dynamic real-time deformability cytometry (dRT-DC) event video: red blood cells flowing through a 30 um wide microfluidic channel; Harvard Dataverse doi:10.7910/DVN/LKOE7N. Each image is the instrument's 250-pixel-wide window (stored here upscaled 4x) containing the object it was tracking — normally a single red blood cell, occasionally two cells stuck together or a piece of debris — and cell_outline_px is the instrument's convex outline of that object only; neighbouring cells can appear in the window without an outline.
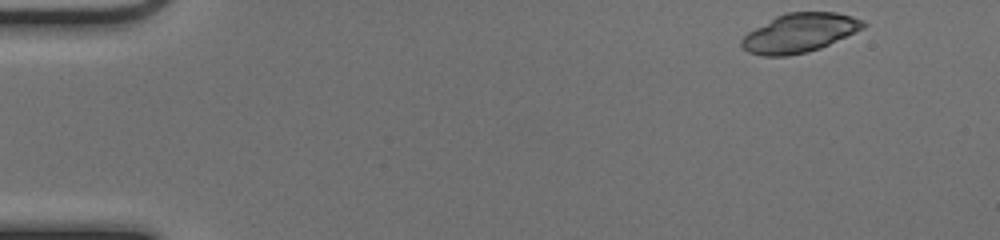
{"species": "common noctule bat (a hibernating species)", "species_latin": "Nyctalus noctula", "temperature_condition": "cold", "stored_images_in_passage": 47, "camera_frame_rate_fps": 3000, "um_per_image_px": 0.085, "animal": {"sex": "female", "body_mass_g": 17.0, "forearm_length_mm": 48.0}, "frame": {"image": 1, "passage_image": 1, "time_ms": 0.0, "image_size_px": [1000, 240], "cell_outline_px": [[868, 24], [864, 28], [820, 48], [808, 52], [788, 56], [764, 56], [748, 52], [740, 44], [740, 40], [748, 32], [776, 16], [788, 12], [836, 12], [852, 16], [864, 20]], "centroid_in_image_um": [67.97, 2.8], "position_along_channel_um": 17.0, "area_um2": 27.57}}
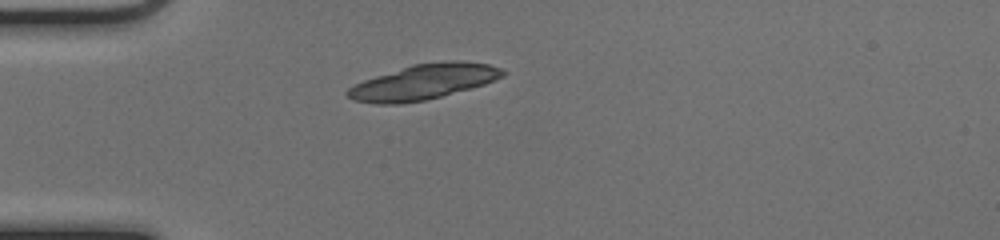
{"frame": {"image": 2, "passage_image": 11, "time_ms": 3.333, "image_size_px": [1000, 240], "cell_outline_px": [[508, 72], [504, 76], [484, 84], [440, 96], [424, 100], [400, 104], [376, 104], [352, 100], [344, 92], [348, 88], [364, 80], [412, 64], [444, 60], [456, 60], [488, 64], [500, 68]], "centroid_in_image_um": [35.99, 6.95], "position_along_channel_um": 49.0, "area_um2": 31.67}}